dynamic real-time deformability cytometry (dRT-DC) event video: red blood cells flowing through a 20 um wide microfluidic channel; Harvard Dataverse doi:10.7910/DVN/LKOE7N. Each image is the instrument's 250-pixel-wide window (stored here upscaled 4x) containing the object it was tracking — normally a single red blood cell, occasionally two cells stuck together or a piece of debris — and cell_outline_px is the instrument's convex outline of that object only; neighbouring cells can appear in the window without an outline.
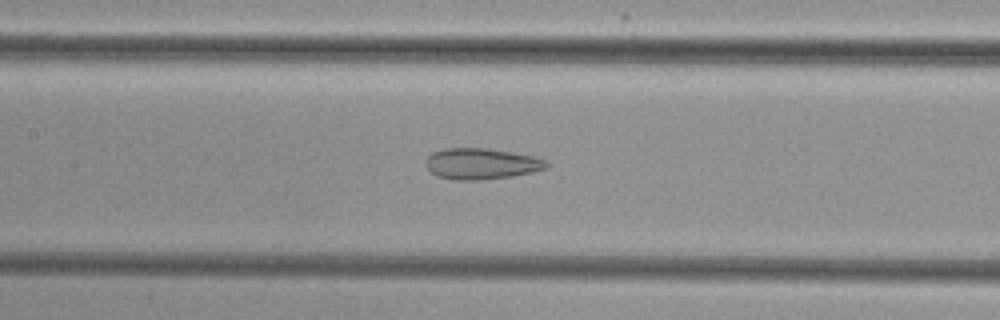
{"species": "common noctule bat (a hibernating species)", "species_latin": "Nyctalus noctula", "temperature_condition": "cold", "stored_images_in_passage": 38, "camera_frame_rate_fps": 3000, "um_per_image_px": 0.085, "animal": {"sex": "female", "body_mass_g": 29.2, "forearm_length_mm": 56.3}, "frame": {"image": 1, "passage_image": 18, "time_ms": 5.667, "image_size_px": [1000, 320], "cell_outline_px": [[548, 168], [532, 172], [512, 176], [484, 180], [456, 180], [440, 176], [432, 172], [424, 164], [424, 160], [432, 152], [444, 148], [488, 148], [532, 156], [544, 160], [548, 164]], "centroid_in_image_um": [40.89, 13.92], "position_along_channel_um": 166.5, "area_um2": 21.79}}
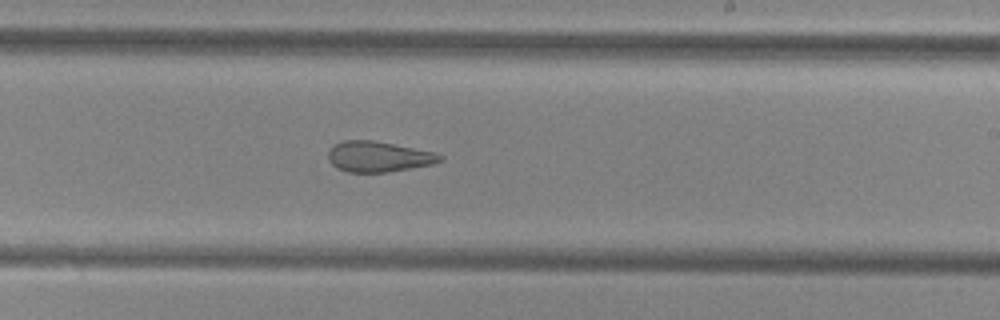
{"frame": {"image": 2, "passage_image": 25, "time_ms": 8.0, "image_size_px": [1000, 320], "cell_outline_px": [[444, 160], [432, 164], [388, 172], [348, 172], [336, 168], [328, 160], [328, 152], [336, 144], [344, 140], [372, 140], [432, 152], [444, 156]], "centroid_in_image_um": [32.15, 13.32], "position_along_channel_um": 256.8, "area_um2": 19.65}}
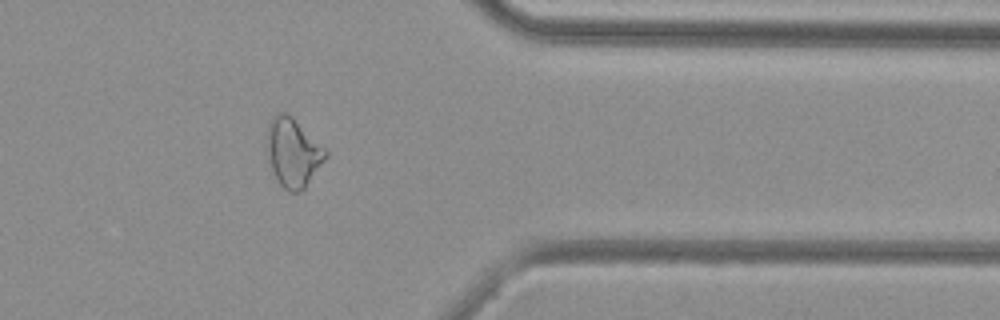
{"frame": {"image": 3, "passage_image": 36, "time_ms": 11.667, "image_size_px": [1000, 320], "cell_outline_px": [[328, 156], [304, 188], [300, 192], [288, 192], [276, 180], [268, 156], [268, 124], [272, 116], [276, 112], [284, 112], [292, 116], [328, 148]], "centroid_in_image_um": [24.95, 12.94], "position_along_channel_um": 386.5, "area_um2": 23.64}}